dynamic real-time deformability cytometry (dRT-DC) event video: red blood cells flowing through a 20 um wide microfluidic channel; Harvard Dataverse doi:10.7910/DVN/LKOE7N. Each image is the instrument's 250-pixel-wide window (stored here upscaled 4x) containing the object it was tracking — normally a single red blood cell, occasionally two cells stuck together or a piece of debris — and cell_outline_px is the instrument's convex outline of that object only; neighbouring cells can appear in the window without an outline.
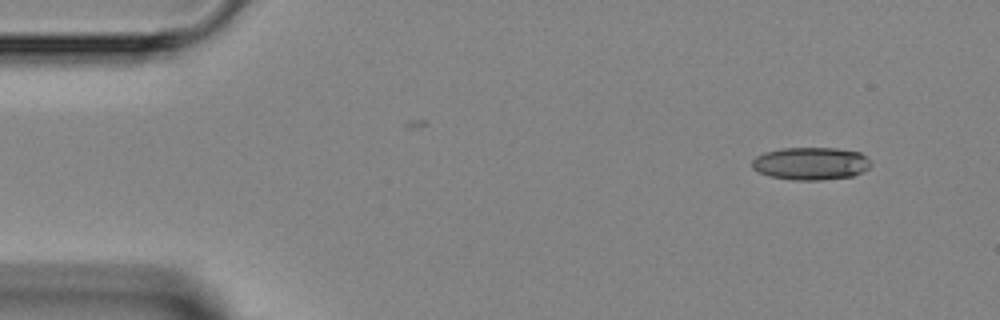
{"species": "Egyptian fruit bat (a non-hibernating species)", "species_latin": "Rousettus aegyptiacus", "temperature_condition": "room temperature", "stored_images_in_passage": 2, "camera_frame_rate_fps": 3000, "um_per_image_px": 0.085, "animal": {"sex": "female"}, "frame": {"image": 1, "passage_image": 2, "time_ms": 1.333, "image_size_px": [1000, 320], "cell_outline_px": [[872, 164], [868, 168], [852, 176], [820, 180], [792, 180], [768, 176], [752, 168], [752, 160], [756, 156], [764, 152], [780, 148], [836, 148], [860, 152]], "centroid_in_image_um": [68.88, 13.9], "position_along_channel_um": 16.1, "area_um2": 22.6}}